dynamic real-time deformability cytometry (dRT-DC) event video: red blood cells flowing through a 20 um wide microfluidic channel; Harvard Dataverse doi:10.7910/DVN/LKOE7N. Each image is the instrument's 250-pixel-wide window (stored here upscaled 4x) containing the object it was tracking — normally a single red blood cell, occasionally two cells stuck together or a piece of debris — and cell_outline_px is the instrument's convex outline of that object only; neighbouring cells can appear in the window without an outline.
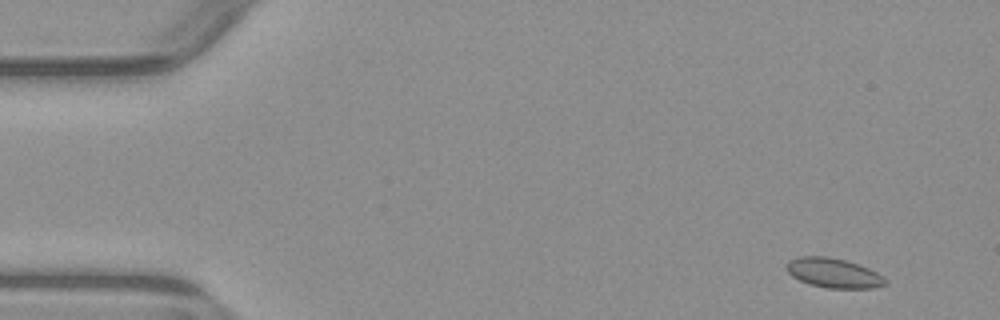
{"species": "common noctule bat (a hibernating species)", "species_latin": "Nyctalus noctula", "temperature_condition": "warm", "stored_images_in_passage": 5, "camera_frame_rate_fps": 3000, "um_per_image_px": 0.085, "animal": {"sex": "male", "body_mass_g": 23.1, "forearm_length_mm": 52.7}, "frame": {"image": 1, "passage_image": 1, "time_ms": 0.0, "image_size_px": [1000, 320], "cell_outline_px": [[884, 284], [872, 288], [828, 288], [808, 284], [792, 276], [784, 268], [784, 264], [788, 260], [800, 256], [828, 256], [860, 264], [876, 272], [884, 280]], "centroid_in_image_um": [70.75, 23.18], "position_along_channel_um": 14.2, "area_um2": 16.99}}
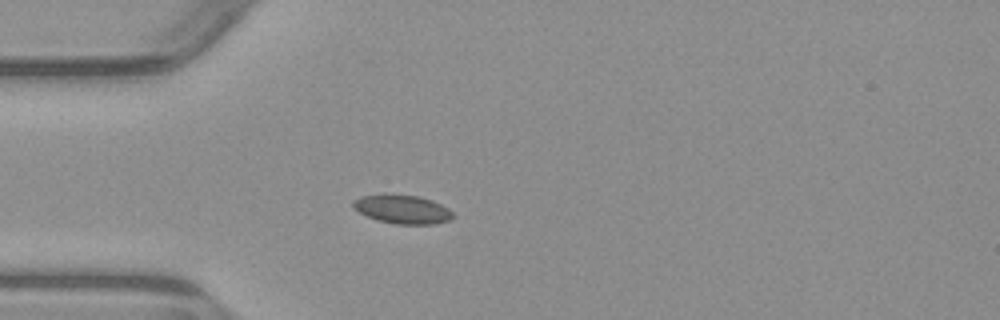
{"frame": {"image": 2, "passage_image": 4, "time_ms": 3.667, "image_size_px": [1000, 320], "cell_outline_px": [[456, 216], [452, 220], [432, 224], [396, 224], [376, 220], [352, 208], [352, 200], [360, 196], [384, 192], [416, 196], [432, 200], [448, 208]], "centroid_in_image_um": [34.17, 17.76], "position_along_channel_um": 50.8, "area_um2": 17.17}}